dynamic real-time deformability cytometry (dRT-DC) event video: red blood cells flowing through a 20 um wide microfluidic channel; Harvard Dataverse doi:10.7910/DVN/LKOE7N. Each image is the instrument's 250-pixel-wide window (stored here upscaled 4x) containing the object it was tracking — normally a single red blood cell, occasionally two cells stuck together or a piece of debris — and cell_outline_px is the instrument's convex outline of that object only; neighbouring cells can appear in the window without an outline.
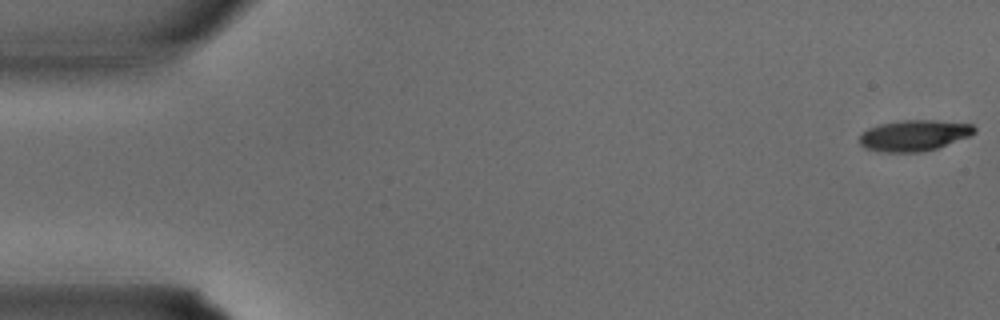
{"species": "common noctule bat (a hibernating species)", "species_latin": "Nyctalus noctula", "temperature_condition": "warm", "stored_images_in_passage": 9, "camera_frame_rate_fps": 3000, "um_per_image_px": 0.085, "animal": {"sex": "male", "body_mass_g": 15.6}, "frame": {"image": 1, "passage_image": 1, "time_ms": 0.0, "image_size_px": [1000, 320], "cell_outline_px": [[976, 132], [968, 136], [936, 148], [920, 152], [880, 152], [864, 148], [860, 144], [860, 132], [868, 128], [880, 124], [904, 120], [936, 120], [972, 124], [976, 128]], "centroid_in_image_um": [77.66, 11.51], "position_along_channel_um": 7.3, "area_um2": 20.69}}
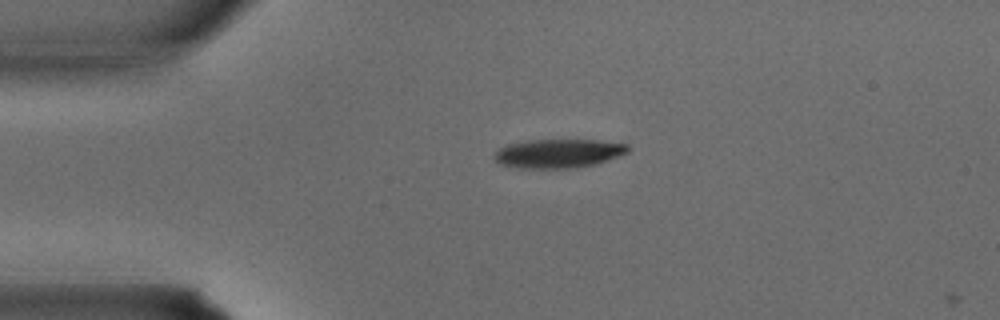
{"frame": {"image": 2, "passage_image": 8, "time_ms": 2.333, "image_size_px": [1000, 320], "cell_outline_px": [[628, 152], [596, 164], [572, 168], [520, 168], [500, 164], [492, 156], [500, 148], [508, 144], [524, 140], [596, 140], [628, 144]], "centroid_in_image_um": [47.43, 13.04], "position_along_channel_um": 37.6, "area_um2": 22.37}}